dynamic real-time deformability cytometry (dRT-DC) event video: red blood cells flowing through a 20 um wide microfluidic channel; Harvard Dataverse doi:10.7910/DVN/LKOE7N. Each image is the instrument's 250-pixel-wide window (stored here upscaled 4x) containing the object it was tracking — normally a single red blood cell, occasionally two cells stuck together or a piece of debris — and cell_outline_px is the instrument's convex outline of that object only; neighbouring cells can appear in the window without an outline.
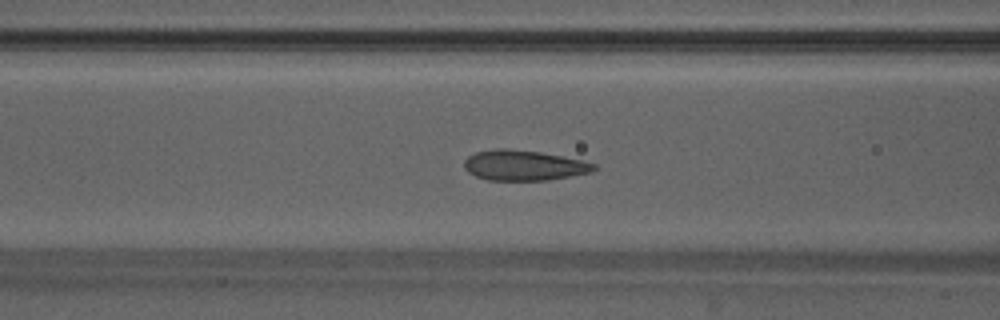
{"species": "Egyptian fruit bat (a non-hibernating species)", "species_latin": "Rousettus aegyptiacus", "temperature_condition": "warm", "stored_images_in_passage": 38, "camera_frame_rate_fps": 3000, "um_per_image_px": 0.085, "animal": {"sex": "male"}, "frame": {"image": 1, "passage_image": 9, "time_ms": 2.667, "image_size_px": [1000, 320], "cell_outline_px": [[596, 168], [592, 172], [548, 180], [488, 180], [476, 176], [468, 172], [464, 168], [464, 160], [468, 156], [476, 152], [496, 148], [508, 148], [540, 152], [564, 156], [596, 164]], "centroid_in_image_um": [44.51, 14.05], "position_along_channel_um": 122.1, "area_um2": 22.95}}
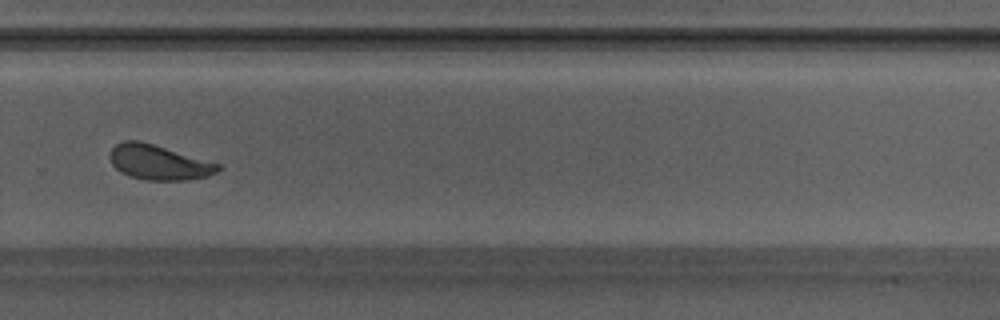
{"frame": {"image": 2, "passage_image": 23, "time_ms": 7.333, "image_size_px": [1000, 320], "cell_outline_px": [[224, 168], [208, 176], [184, 180], [144, 180], [120, 172], [112, 164], [108, 156], [108, 152], [116, 144], [124, 140], [140, 140], [220, 164]], "centroid_in_image_um": [13.47, 13.79], "position_along_channel_um": 316.3, "area_um2": 22.02}}
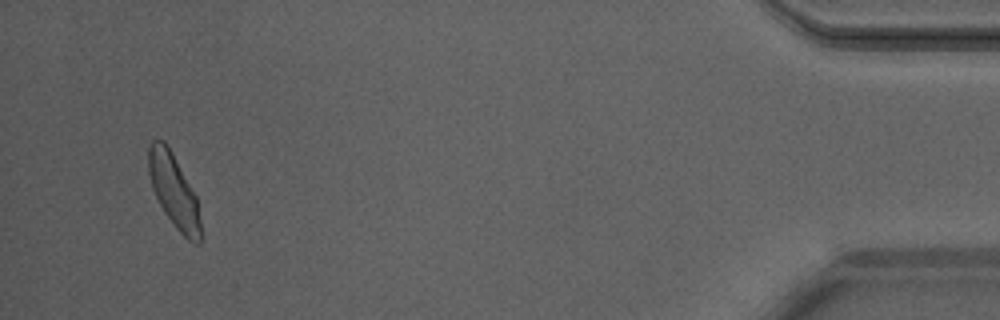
{"frame": {"image": 3, "passage_image": 36, "time_ms": 11.667, "image_size_px": [1000, 320], "cell_outline_px": [[200, 244], [192, 244], [176, 228], [160, 204], [152, 188], [148, 172], [148, 144], [152, 140], [164, 140], [172, 152], [196, 196], [200, 220]], "centroid_in_image_um": [14.76, 16.2], "position_along_channel_um": 420.4, "area_um2": 22.02}, "authors_computed_cell_mechanics": {"area_um2": 22.4264, "velocity_mm_per_s": 4.1683, "shape_relaxation_time_tau1_ms": 3.0978, "shape_relaxation_time_tau2_ms": null, "deformation_change_tau1": 0.142, "deformation_change_tau2": null}}